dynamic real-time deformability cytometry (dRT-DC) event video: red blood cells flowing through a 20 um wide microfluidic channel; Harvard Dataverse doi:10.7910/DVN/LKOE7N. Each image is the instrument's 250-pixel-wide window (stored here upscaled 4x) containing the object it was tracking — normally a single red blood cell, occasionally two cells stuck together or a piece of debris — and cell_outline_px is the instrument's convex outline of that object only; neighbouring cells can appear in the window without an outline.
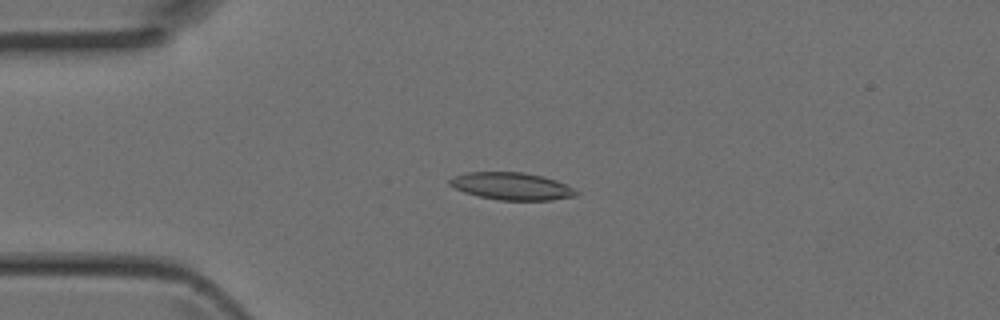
{"species": "Egyptian fruit bat (a non-hibernating species)", "species_latin": "Rousettus aegyptiacus", "temperature_condition": "room temperature", "stored_images_in_passage": 4, "camera_frame_rate_fps": 3000, "um_per_image_px": 0.085, "animal": {"sex": "female"}, "frame": {"image": 1, "passage_image": 3, "time_ms": 0.667, "image_size_px": [1000, 320], "cell_outline_px": [[580, 192], [576, 196], [552, 200], [500, 200], [480, 196], [464, 192], [448, 184], [448, 180], [456, 176], [468, 172], [524, 172], [544, 176], [556, 180]], "centroid_in_image_um": [43.52, 15.82], "position_along_channel_um": 41.5, "area_um2": 20.06}}
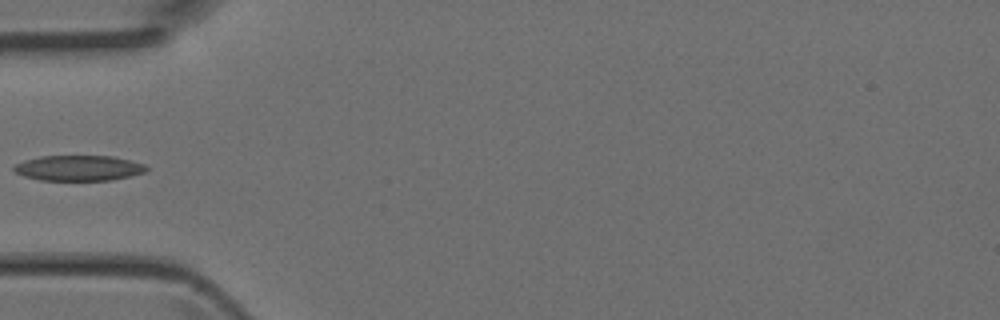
{"frame": {"image": 2, "passage_image": 4, "time_ms": 1.0, "image_size_px": [1000, 320], "cell_outline_px": [[148, 168], [144, 172], [112, 180], [40, 180], [24, 176], [16, 172], [12, 168], [16, 164], [24, 160], [40, 156], [112, 156], [144, 164]], "centroid_in_image_um": [6.65, 14.28], "position_along_channel_um": 78.3, "area_um2": 19.42}}